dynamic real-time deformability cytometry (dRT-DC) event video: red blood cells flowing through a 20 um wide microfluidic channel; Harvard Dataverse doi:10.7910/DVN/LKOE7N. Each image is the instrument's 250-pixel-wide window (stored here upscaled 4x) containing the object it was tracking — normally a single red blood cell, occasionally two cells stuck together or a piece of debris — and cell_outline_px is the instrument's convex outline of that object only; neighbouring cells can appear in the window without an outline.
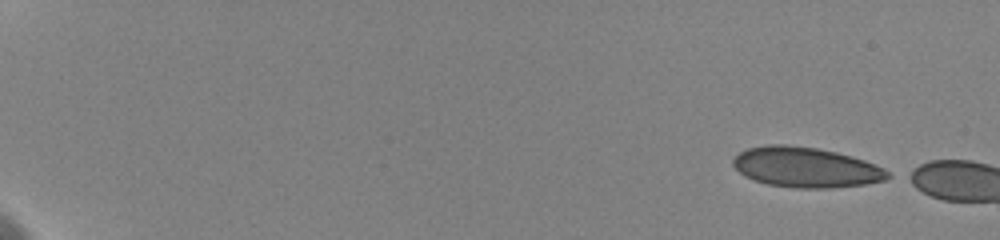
{"species": "human", "species_latin": "Homo sapiens", "temperature_condition": "cold", "stored_images_in_passage": 9, "camera_frame_rate_fps": 3000, "um_per_image_px": 0.085, "donor": {"sex": "female"}, "frame": {"image": 1, "passage_image": 1, "time_ms": 0.0, "image_size_px": [1000, 240], "cell_outline_px": [[896, 176], [888, 180], [864, 184], [832, 188], [796, 188], [768, 184], [744, 176], [732, 164], [732, 160], [740, 152], [748, 148], [768, 144], [784, 144], [816, 148], [836, 152], [852, 156], [864, 160], [884, 168]], "centroid_in_image_um": [68.55, 14.22], "position_along_channel_um": 16.4, "area_um2": 36.36}}